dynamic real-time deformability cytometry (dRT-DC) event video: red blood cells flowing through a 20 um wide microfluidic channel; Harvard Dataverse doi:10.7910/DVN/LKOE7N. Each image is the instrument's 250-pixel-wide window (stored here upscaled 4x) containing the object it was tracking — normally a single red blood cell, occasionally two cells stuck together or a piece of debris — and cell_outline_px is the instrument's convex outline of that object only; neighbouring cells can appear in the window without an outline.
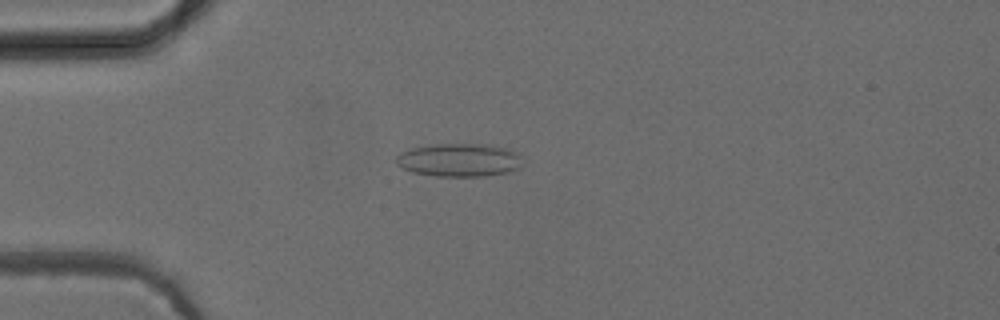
{"species": "common noctule bat (a hibernating species)", "species_latin": "Nyctalus noctula", "temperature_condition": "cold", "stored_images_in_passage": 38, "camera_frame_rate_fps": 3000, "um_per_image_px": 0.085, "animal": {"sex": "female", "body_mass_g": 24.6, "forearm_length_mm": 56.2}, "frame": {"image": 1, "passage_image": 14, "time_ms": 4.333, "image_size_px": [1000, 320], "cell_outline_px": [[520, 168], [508, 172], [488, 176], [436, 176], [412, 172], [396, 164], [396, 156], [400, 152], [412, 148], [436, 144], [488, 144], [508, 148], [516, 152], [520, 156]], "centroid_in_image_um": [39.04, 13.6], "position_along_channel_um": 46.0, "area_um2": 24.51}}
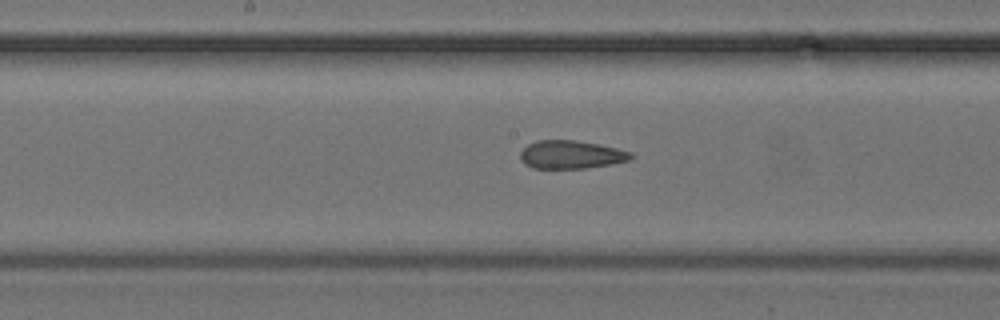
{"frame": {"image": 2, "passage_image": 27, "time_ms": 8.667, "image_size_px": [1000, 320], "cell_outline_px": [[636, 156], [632, 160], [584, 168], [532, 168], [524, 164], [520, 160], [520, 152], [528, 144], [536, 140], [572, 140], [596, 144], [616, 148], [632, 152]], "centroid_in_image_um": [48.53, 13.14], "position_along_channel_um": 199.7, "area_um2": 18.15}}
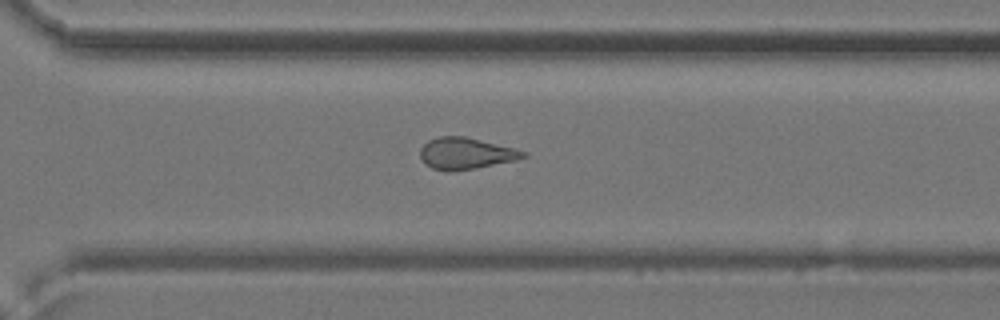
{"frame": {"image": 3, "passage_image": 37, "time_ms": 12.0, "image_size_px": [1000, 320], "cell_outline_px": [[528, 156], [516, 160], [476, 168], [452, 172], [448, 172], [432, 168], [424, 164], [420, 156], [420, 148], [428, 140], [440, 136], [464, 136], [516, 148], [528, 152]], "centroid_in_image_um": [39.6, 13.05], "position_along_channel_um": 331.0, "area_um2": 19.19}}